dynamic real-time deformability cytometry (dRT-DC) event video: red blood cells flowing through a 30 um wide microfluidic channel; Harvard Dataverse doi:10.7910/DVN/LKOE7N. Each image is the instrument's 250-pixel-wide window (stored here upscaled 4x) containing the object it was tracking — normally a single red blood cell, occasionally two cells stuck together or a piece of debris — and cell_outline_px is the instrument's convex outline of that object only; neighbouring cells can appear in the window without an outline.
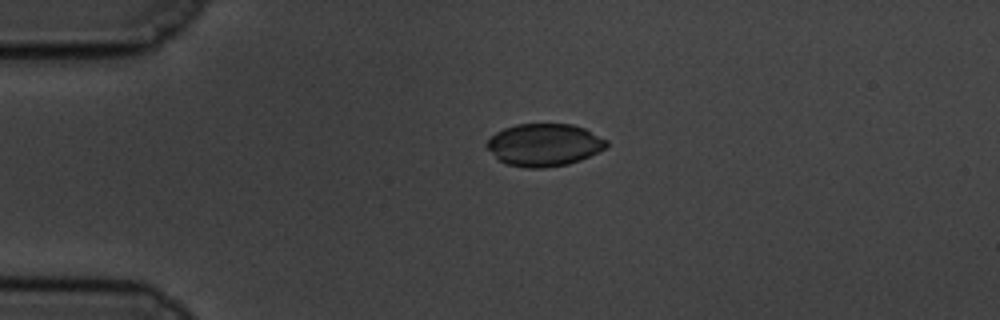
{"species": "common noctule bat (a hibernating species)", "species_latin": "Nyctalus noctula", "temperature_condition": "cold", "stored_images_in_passage": 46, "camera_frame_rate_fps": 3000, "um_per_image_px": 0.085, "animal": {"sex": "male", "body_mass_g": 19.5, "forearm_length_mm": 54.6}, "frame": {"image": 1, "passage_image": 1, "time_ms": 0.0, "image_size_px": [1000, 320], "cell_outline_px": [[608, 144], [604, 148], [580, 160], [568, 164], [544, 168], [528, 168], [508, 164], [500, 160], [484, 144], [496, 132], [504, 128], [516, 124], [572, 124], [584, 128], [608, 140]], "centroid_in_image_um": [46.26, 12.3], "position_along_channel_um": 38.7, "area_um2": 29.36}}
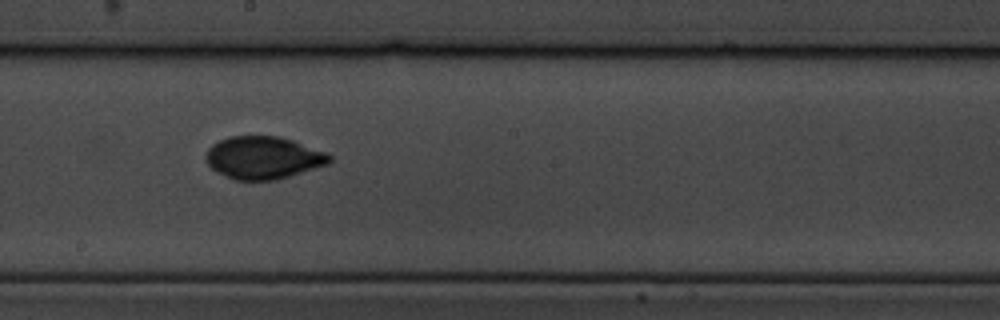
{"frame": {"image": 2, "passage_image": 20, "time_ms": 6.333, "image_size_px": [1000, 320], "cell_outline_px": [[332, 160], [328, 164], [276, 180], [236, 180], [216, 172], [208, 164], [204, 156], [208, 148], [212, 144], [228, 136], [280, 136], [328, 152], [332, 156]], "centroid_in_image_um": [22.38, 13.4], "position_along_channel_um": 225.8, "area_um2": 30.81}}
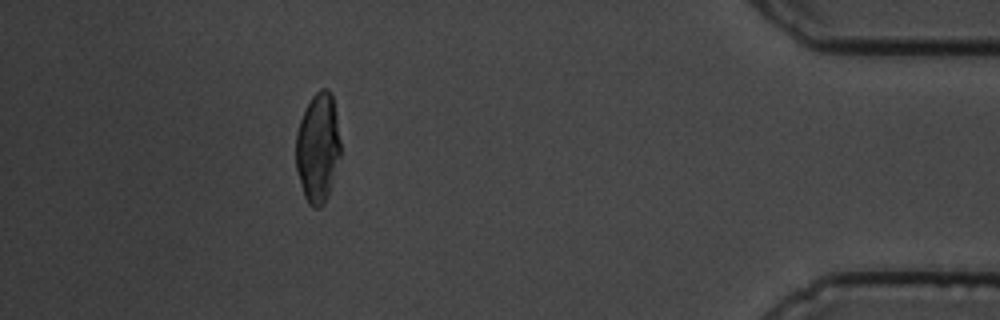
{"frame": {"image": 3, "passage_image": 40, "time_ms": 13.0, "image_size_px": [1000, 320], "cell_outline_px": [[340, 156], [328, 196], [324, 204], [320, 208], [312, 208], [308, 204], [304, 196], [296, 168], [296, 132], [300, 120], [312, 96], [320, 88], [328, 88], [332, 92], [340, 140]], "centroid_in_image_um": [27.02, 12.57], "position_along_channel_um": 408.2, "area_um2": 28.55}, "authors_computed_cell_mechanics": {"area_um2": 29.4491, "velocity_mm_per_s": 3.4717, "shape_relaxation_time_tau1_ms": 5.4278, "shape_relaxation_time_tau2_ms": 0.9046, "deformation_change_tau1": 0.12, "deformation_change_tau2": 0.0234}}